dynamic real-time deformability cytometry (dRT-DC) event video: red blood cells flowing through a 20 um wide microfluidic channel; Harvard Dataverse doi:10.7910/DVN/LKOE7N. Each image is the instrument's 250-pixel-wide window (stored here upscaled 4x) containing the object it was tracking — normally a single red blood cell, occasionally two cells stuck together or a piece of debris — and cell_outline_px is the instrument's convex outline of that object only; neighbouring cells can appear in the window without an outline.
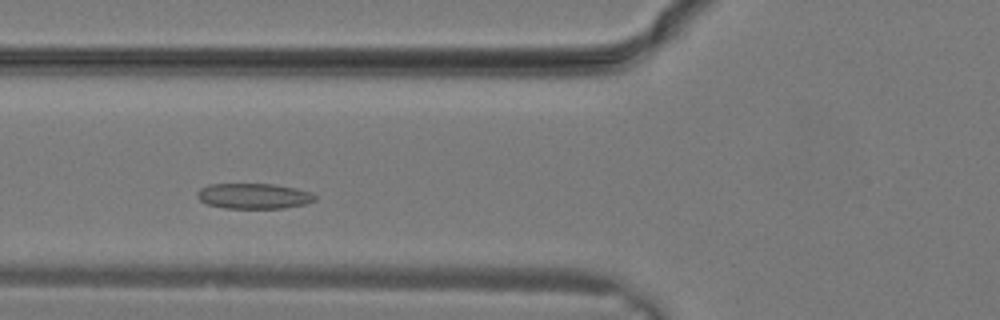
{"species": "common noctule bat (a hibernating species)", "species_latin": "Nyctalus noctula", "temperature_condition": "warm", "stored_images_in_passage": 18, "camera_frame_rate_fps": 3000, "um_per_image_px": 0.085, "animal": {"sex": "male", "body_mass_g": 19.2, "forearm_length_mm": 51.8}, "frame": {"image": 1, "passage_image": 4, "time_ms": 1.0, "image_size_px": [1000, 320], "cell_outline_px": [[316, 200], [304, 204], [284, 208], [224, 208], [208, 204], [200, 200], [196, 196], [196, 192], [200, 188], [208, 184], [276, 184], [296, 188], [312, 192], [316, 196]], "centroid_in_image_um": [21.57, 16.65], "position_along_channel_um": 104.2, "area_um2": 17.57}}
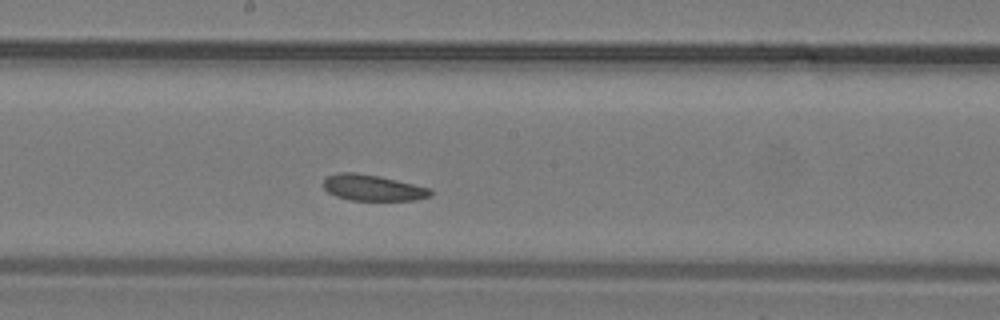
{"frame": {"image": 2, "passage_image": 9, "time_ms": 2.667, "image_size_px": [1000, 320], "cell_outline_px": [[432, 196], [416, 200], [352, 200], [336, 196], [328, 192], [324, 188], [324, 176], [336, 172], [356, 172], [380, 176], [432, 188]], "centroid_in_image_um": [31.69, 15.94], "position_along_channel_um": 216.5, "area_um2": 16.47}}
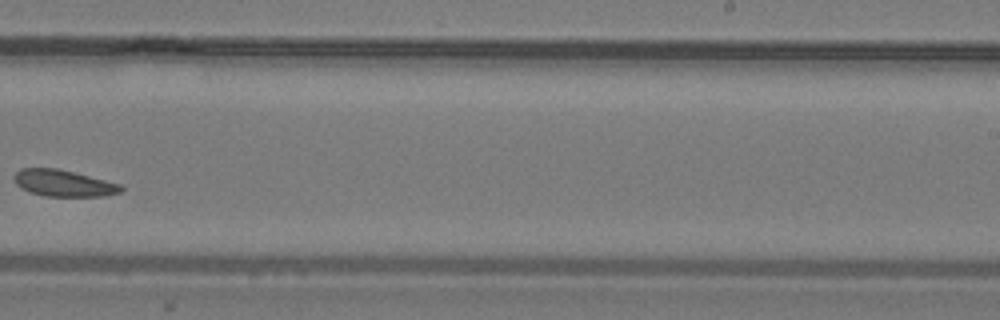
{"frame": {"image": 3, "passage_image": 12, "time_ms": 3.667, "image_size_px": [1000, 320], "cell_outline_px": [[124, 188], [120, 192], [104, 196], [44, 196], [28, 192], [20, 188], [16, 184], [12, 176], [20, 168], [56, 168], [120, 184]], "centroid_in_image_um": [5.33, 15.58], "position_along_channel_um": 283.7, "area_um2": 16.47}}